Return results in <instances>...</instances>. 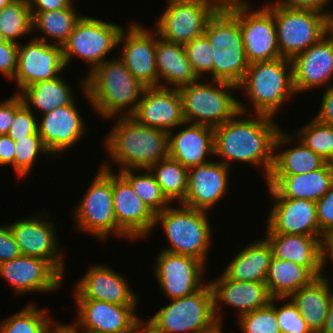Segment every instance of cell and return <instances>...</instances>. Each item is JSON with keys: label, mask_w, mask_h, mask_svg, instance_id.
<instances>
[{"label": "cell", "mask_w": 333, "mask_h": 333, "mask_svg": "<svg viewBox=\"0 0 333 333\" xmlns=\"http://www.w3.org/2000/svg\"><path fill=\"white\" fill-rule=\"evenodd\" d=\"M245 114L240 111L213 128L214 155L224 158L220 162L228 167L235 161L260 166L267 179L273 167L275 140L281 129L274 117L254 114L255 117L242 119Z\"/></svg>", "instance_id": "6da1fadb"}, {"label": "cell", "mask_w": 333, "mask_h": 333, "mask_svg": "<svg viewBox=\"0 0 333 333\" xmlns=\"http://www.w3.org/2000/svg\"><path fill=\"white\" fill-rule=\"evenodd\" d=\"M80 81L93 111L105 119L131 116L146 87L120 58L105 60Z\"/></svg>", "instance_id": "7a4b0ae2"}, {"label": "cell", "mask_w": 333, "mask_h": 333, "mask_svg": "<svg viewBox=\"0 0 333 333\" xmlns=\"http://www.w3.org/2000/svg\"><path fill=\"white\" fill-rule=\"evenodd\" d=\"M113 119H117L114 128L103 142L110 159L121 166L119 171H145L169 156L166 131L141 125L131 116Z\"/></svg>", "instance_id": "3957f363"}, {"label": "cell", "mask_w": 333, "mask_h": 333, "mask_svg": "<svg viewBox=\"0 0 333 333\" xmlns=\"http://www.w3.org/2000/svg\"><path fill=\"white\" fill-rule=\"evenodd\" d=\"M238 89L250 97L253 114L275 117L283 102L296 94L291 60L281 57L250 63Z\"/></svg>", "instance_id": "277c9868"}, {"label": "cell", "mask_w": 333, "mask_h": 333, "mask_svg": "<svg viewBox=\"0 0 333 333\" xmlns=\"http://www.w3.org/2000/svg\"><path fill=\"white\" fill-rule=\"evenodd\" d=\"M204 35L213 56L211 81L238 86L249 66L238 20L228 10H217L209 19Z\"/></svg>", "instance_id": "5b68a950"}, {"label": "cell", "mask_w": 333, "mask_h": 333, "mask_svg": "<svg viewBox=\"0 0 333 333\" xmlns=\"http://www.w3.org/2000/svg\"><path fill=\"white\" fill-rule=\"evenodd\" d=\"M201 81L199 79L178 89L186 123L215 128L240 111L247 114L249 109L231 93L233 89L238 90L237 85L215 80L211 81L212 84Z\"/></svg>", "instance_id": "8992f818"}, {"label": "cell", "mask_w": 333, "mask_h": 333, "mask_svg": "<svg viewBox=\"0 0 333 333\" xmlns=\"http://www.w3.org/2000/svg\"><path fill=\"white\" fill-rule=\"evenodd\" d=\"M208 213L190 208L180 203L179 207L169 205L155 214L154 227L162 224L171 246L163 251L190 256L206 264L208 250L211 247L212 229Z\"/></svg>", "instance_id": "52a82bcc"}, {"label": "cell", "mask_w": 333, "mask_h": 333, "mask_svg": "<svg viewBox=\"0 0 333 333\" xmlns=\"http://www.w3.org/2000/svg\"><path fill=\"white\" fill-rule=\"evenodd\" d=\"M169 301L146 321L158 332L216 333L222 328L214 314L209 282L190 295Z\"/></svg>", "instance_id": "ba28073f"}, {"label": "cell", "mask_w": 333, "mask_h": 333, "mask_svg": "<svg viewBox=\"0 0 333 333\" xmlns=\"http://www.w3.org/2000/svg\"><path fill=\"white\" fill-rule=\"evenodd\" d=\"M106 161L92 179L86 194L74 209L77 230L88 232L103 242L111 235L127 236L117 227L112 194V166Z\"/></svg>", "instance_id": "9c48e42d"}, {"label": "cell", "mask_w": 333, "mask_h": 333, "mask_svg": "<svg viewBox=\"0 0 333 333\" xmlns=\"http://www.w3.org/2000/svg\"><path fill=\"white\" fill-rule=\"evenodd\" d=\"M273 17L282 58L292 60L329 33L328 15L314 10L274 2Z\"/></svg>", "instance_id": "30bf717a"}, {"label": "cell", "mask_w": 333, "mask_h": 333, "mask_svg": "<svg viewBox=\"0 0 333 333\" xmlns=\"http://www.w3.org/2000/svg\"><path fill=\"white\" fill-rule=\"evenodd\" d=\"M123 28L119 24L82 16L61 46L65 66L74 56L80 57L91 66L88 75L106 60V55L117 48Z\"/></svg>", "instance_id": "8fae6325"}, {"label": "cell", "mask_w": 333, "mask_h": 333, "mask_svg": "<svg viewBox=\"0 0 333 333\" xmlns=\"http://www.w3.org/2000/svg\"><path fill=\"white\" fill-rule=\"evenodd\" d=\"M250 9H252L250 6H245L228 10L239 22L248 63L281 58L273 17V4L267 3L258 10Z\"/></svg>", "instance_id": "7c38bea8"}, {"label": "cell", "mask_w": 333, "mask_h": 333, "mask_svg": "<svg viewBox=\"0 0 333 333\" xmlns=\"http://www.w3.org/2000/svg\"><path fill=\"white\" fill-rule=\"evenodd\" d=\"M156 20V31L166 41L185 45L204 35L209 19L218 10L211 0L168 2Z\"/></svg>", "instance_id": "4fadbf2b"}, {"label": "cell", "mask_w": 333, "mask_h": 333, "mask_svg": "<svg viewBox=\"0 0 333 333\" xmlns=\"http://www.w3.org/2000/svg\"><path fill=\"white\" fill-rule=\"evenodd\" d=\"M268 190L274 205L267 218V234L305 235L325 241L317 221L316 202L284 198L273 187Z\"/></svg>", "instance_id": "5bb4252c"}, {"label": "cell", "mask_w": 333, "mask_h": 333, "mask_svg": "<svg viewBox=\"0 0 333 333\" xmlns=\"http://www.w3.org/2000/svg\"><path fill=\"white\" fill-rule=\"evenodd\" d=\"M62 47L31 38L29 43H18L17 68L13 80L19 91L40 81H48L65 70Z\"/></svg>", "instance_id": "9a60e30c"}, {"label": "cell", "mask_w": 333, "mask_h": 333, "mask_svg": "<svg viewBox=\"0 0 333 333\" xmlns=\"http://www.w3.org/2000/svg\"><path fill=\"white\" fill-rule=\"evenodd\" d=\"M20 219L9 227L18 244L21 255L38 257L48 261L62 276L65 274L63 251L58 249L59 242L53 221L43 220L42 215ZM60 250V251H59Z\"/></svg>", "instance_id": "2e32d148"}, {"label": "cell", "mask_w": 333, "mask_h": 333, "mask_svg": "<svg viewBox=\"0 0 333 333\" xmlns=\"http://www.w3.org/2000/svg\"><path fill=\"white\" fill-rule=\"evenodd\" d=\"M154 265L155 280L170 300L190 295L204 285L201 277L206 264L196 258L161 250Z\"/></svg>", "instance_id": "e0dca14e"}, {"label": "cell", "mask_w": 333, "mask_h": 333, "mask_svg": "<svg viewBox=\"0 0 333 333\" xmlns=\"http://www.w3.org/2000/svg\"><path fill=\"white\" fill-rule=\"evenodd\" d=\"M131 117L141 125L161 129L167 133L188 125L183 113V103L178 89L145 87Z\"/></svg>", "instance_id": "ac0fdd59"}, {"label": "cell", "mask_w": 333, "mask_h": 333, "mask_svg": "<svg viewBox=\"0 0 333 333\" xmlns=\"http://www.w3.org/2000/svg\"><path fill=\"white\" fill-rule=\"evenodd\" d=\"M75 300L78 318L74 323L86 333H133L141 321L135 314L138 305H119L93 299Z\"/></svg>", "instance_id": "d6986e66"}, {"label": "cell", "mask_w": 333, "mask_h": 333, "mask_svg": "<svg viewBox=\"0 0 333 333\" xmlns=\"http://www.w3.org/2000/svg\"><path fill=\"white\" fill-rule=\"evenodd\" d=\"M129 28L122 29L118 44L122 45L119 58L130 73L144 86H158V72L156 69V31L144 29L141 24H129Z\"/></svg>", "instance_id": "ffe728a7"}, {"label": "cell", "mask_w": 333, "mask_h": 333, "mask_svg": "<svg viewBox=\"0 0 333 333\" xmlns=\"http://www.w3.org/2000/svg\"><path fill=\"white\" fill-rule=\"evenodd\" d=\"M113 206L117 227L134 241L150 236L155 214L135 194L130 183L112 170Z\"/></svg>", "instance_id": "44dd1931"}, {"label": "cell", "mask_w": 333, "mask_h": 333, "mask_svg": "<svg viewBox=\"0 0 333 333\" xmlns=\"http://www.w3.org/2000/svg\"><path fill=\"white\" fill-rule=\"evenodd\" d=\"M0 276L16 295L53 292L63 283V276L48 261L26 255L1 263Z\"/></svg>", "instance_id": "7402d4cb"}, {"label": "cell", "mask_w": 333, "mask_h": 333, "mask_svg": "<svg viewBox=\"0 0 333 333\" xmlns=\"http://www.w3.org/2000/svg\"><path fill=\"white\" fill-rule=\"evenodd\" d=\"M293 84L296 94L311 89L328 88L333 77V34H326L292 60ZM328 84V85H326Z\"/></svg>", "instance_id": "603a6c76"}, {"label": "cell", "mask_w": 333, "mask_h": 333, "mask_svg": "<svg viewBox=\"0 0 333 333\" xmlns=\"http://www.w3.org/2000/svg\"><path fill=\"white\" fill-rule=\"evenodd\" d=\"M220 275L209 284L213 293L214 314L222 328L224 316L219 312L221 303L237 308L239 318L271 302L272 297L265 282L236 281L227 278L223 273Z\"/></svg>", "instance_id": "cb8c5ba5"}, {"label": "cell", "mask_w": 333, "mask_h": 333, "mask_svg": "<svg viewBox=\"0 0 333 333\" xmlns=\"http://www.w3.org/2000/svg\"><path fill=\"white\" fill-rule=\"evenodd\" d=\"M76 107L75 100L41 115L37 121L38 134L53 156L69 150L86 135V123Z\"/></svg>", "instance_id": "d4e9b609"}, {"label": "cell", "mask_w": 333, "mask_h": 333, "mask_svg": "<svg viewBox=\"0 0 333 333\" xmlns=\"http://www.w3.org/2000/svg\"><path fill=\"white\" fill-rule=\"evenodd\" d=\"M229 169L216 160L189 168L186 197L181 204L209 212L227 194Z\"/></svg>", "instance_id": "484cf974"}, {"label": "cell", "mask_w": 333, "mask_h": 333, "mask_svg": "<svg viewBox=\"0 0 333 333\" xmlns=\"http://www.w3.org/2000/svg\"><path fill=\"white\" fill-rule=\"evenodd\" d=\"M89 270V271H88ZM75 286L74 299H93L119 305H138L123 274L108 266L92 265Z\"/></svg>", "instance_id": "4316f807"}, {"label": "cell", "mask_w": 333, "mask_h": 333, "mask_svg": "<svg viewBox=\"0 0 333 333\" xmlns=\"http://www.w3.org/2000/svg\"><path fill=\"white\" fill-rule=\"evenodd\" d=\"M188 124L177 133L173 130L168 133L169 157L187 169L210 162L207 158L214 155L213 128Z\"/></svg>", "instance_id": "83f0119b"}, {"label": "cell", "mask_w": 333, "mask_h": 333, "mask_svg": "<svg viewBox=\"0 0 333 333\" xmlns=\"http://www.w3.org/2000/svg\"><path fill=\"white\" fill-rule=\"evenodd\" d=\"M273 257L307 267L316 277L323 276L324 242L317 237L293 234H266Z\"/></svg>", "instance_id": "f1b7e54d"}, {"label": "cell", "mask_w": 333, "mask_h": 333, "mask_svg": "<svg viewBox=\"0 0 333 333\" xmlns=\"http://www.w3.org/2000/svg\"><path fill=\"white\" fill-rule=\"evenodd\" d=\"M267 187H273L282 197L318 201L333 184V163L300 175H269Z\"/></svg>", "instance_id": "f546056e"}, {"label": "cell", "mask_w": 333, "mask_h": 333, "mask_svg": "<svg viewBox=\"0 0 333 333\" xmlns=\"http://www.w3.org/2000/svg\"><path fill=\"white\" fill-rule=\"evenodd\" d=\"M155 61L158 86L179 89L199 80L187 59L183 45L164 40L157 31ZM160 79L165 84H162Z\"/></svg>", "instance_id": "4dcf8cb0"}, {"label": "cell", "mask_w": 333, "mask_h": 333, "mask_svg": "<svg viewBox=\"0 0 333 333\" xmlns=\"http://www.w3.org/2000/svg\"><path fill=\"white\" fill-rule=\"evenodd\" d=\"M329 277H317L287 298L296 306L312 333H320L327 318L333 294Z\"/></svg>", "instance_id": "1f68e13d"}, {"label": "cell", "mask_w": 333, "mask_h": 333, "mask_svg": "<svg viewBox=\"0 0 333 333\" xmlns=\"http://www.w3.org/2000/svg\"><path fill=\"white\" fill-rule=\"evenodd\" d=\"M272 257L268 241L258 239L241 249L227 264L223 274L236 281L265 282Z\"/></svg>", "instance_id": "d6a6232c"}, {"label": "cell", "mask_w": 333, "mask_h": 333, "mask_svg": "<svg viewBox=\"0 0 333 333\" xmlns=\"http://www.w3.org/2000/svg\"><path fill=\"white\" fill-rule=\"evenodd\" d=\"M282 129L278 132L274 145L273 167L269 175H300L322 168L327 161L314 153L301 140L296 147L286 148L277 153V148H284L294 139Z\"/></svg>", "instance_id": "836d02e7"}, {"label": "cell", "mask_w": 333, "mask_h": 333, "mask_svg": "<svg viewBox=\"0 0 333 333\" xmlns=\"http://www.w3.org/2000/svg\"><path fill=\"white\" fill-rule=\"evenodd\" d=\"M72 93L70 84L59 75L52 80L35 82L22 89L18 95L27 108L34 107L43 115L71 104L75 100Z\"/></svg>", "instance_id": "e575fe53"}, {"label": "cell", "mask_w": 333, "mask_h": 333, "mask_svg": "<svg viewBox=\"0 0 333 333\" xmlns=\"http://www.w3.org/2000/svg\"><path fill=\"white\" fill-rule=\"evenodd\" d=\"M315 278L307 267L272 257L265 283L272 298H288Z\"/></svg>", "instance_id": "d590c367"}, {"label": "cell", "mask_w": 333, "mask_h": 333, "mask_svg": "<svg viewBox=\"0 0 333 333\" xmlns=\"http://www.w3.org/2000/svg\"><path fill=\"white\" fill-rule=\"evenodd\" d=\"M74 3L68 8L45 11L31 12L32 15V30H40L45 36L40 35L35 38L44 42H50L47 38H51L54 45L62 46L69 35L74 30L76 23L83 16L76 12ZM48 40V41H47Z\"/></svg>", "instance_id": "8d00e7d4"}, {"label": "cell", "mask_w": 333, "mask_h": 333, "mask_svg": "<svg viewBox=\"0 0 333 333\" xmlns=\"http://www.w3.org/2000/svg\"><path fill=\"white\" fill-rule=\"evenodd\" d=\"M149 170L172 204L174 200L176 203L178 201L179 204L184 201L188 184L187 168L168 156L152 165Z\"/></svg>", "instance_id": "74e56055"}, {"label": "cell", "mask_w": 333, "mask_h": 333, "mask_svg": "<svg viewBox=\"0 0 333 333\" xmlns=\"http://www.w3.org/2000/svg\"><path fill=\"white\" fill-rule=\"evenodd\" d=\"M136 171V172H134ZM138 169H125L118 171L131 185L135 194L142 202L154 213L162 212L170 204H172L162 192L161 187L155 180V177L149 169L146 173H137Z\"/></svg>", "instance_id": "f35d334b"}, {"label": "cell", "mask_w": 333, "mask_h": 333, "mask_svg": "<svg viewBox=\"0 0 333 333\" xmlns=\"http://www.w3.org/2000/svg\"><path fill=\"white\" fill-rule=\"evenodd\" d=\"M0 32L6 41L17 44L19 38L33 32L28 0H13L0 9Z\"/></svg>", "instance_id": "ab89813d"}, {"label": "cell", "mask_w": 333, "mask_h": 333, "mask_svg": "<svg viewBox=\"0 0 333 333\" xmlns=\"http://www.w3.org/2000/svg\"><path fill=\"white\" fill-rule=\"evenodd\" d=\"M37 307L29 304L20 312L0 321V333H48L54 319L48 317L49 310Z\"/></svg>", "instance_id": "60d3db41"}, {"label": "cell", "mask_w": 333, "mask_h": 333, "mask_svg": "<svg viewBox=\"0 0 333 333\" xmlns=\"http://www.w3.org/2000/svg\"><path fill=\"white\" fill-rule=\"evenodd\" d=\"M314 153L320 155L327 162L333 163V127L323 124L315 117L302 126L295 134ZM296 136V137H295Z\"/></svg>", "instance_id": "b9f144b4"}, {"label": "cell", "mask_w": 333, "mask_h": 333, "mask_svg": "<svg viewBox=\"0 0 333 333\" xmlns=\"http://www.w3.org/2000/svg\"><path fill=\"white\" fill-rule=\"evenodd\" d=\"M287 298H272L271 302L260 309L241 315L238 318L239 328L243 333H281L277 322L274 303Z\"/></svg>", "instance_id": "7bdbcfd3"}, {"label": "cell", "mask_w": 333, "mask_h": 333, "mask_svg": "<svg viewBox=\"0 0 333 333\" xmlns=\"http://www.w3.org/2000/svg\"><path fill=\"white\" fill-rule=\"evenodd\" d=\"M15 173L18 177H26L35 163L38 154L50 155L51 152L44 145L41 136L38 133L18 138L15 141Z\"/></svg>", "instance_id": "ee69618b"}, {"label": "cell", "mask_w": 333, "mask_h": 333, "mask_svg": "<svg viewBox=\"0 0 333 333\" xmlns=\"http://www.w3.org/2000/svg\"><path fill=\"white\" fill-rule=\"evenodd\" d=\"M183 47L197 77L199 79L203 78L206 73H211L212 76L213 56L208 38L201 35L183 45Z\"/></svg>", "instance_id": "f6af8a7d"}, {"label": "cell", "mask_w": 333, "mask_h": 333, "mask_svg": "<svg viewBox=\"0 0 333 333\" xmlns=\"http://www.w3.org/2000/svg\"><path fill=\"white\" fill-rule=\"evenodd\" d=\"M32 111V108H27L23 104L21 97L15 94V115L7 133L14 141L18 140V138H25L38 133V119Z\"/></svg>", "instance_id": "bcb514c9"}, {"label": "cell", "mask_w": 333, "mask_h": 333, "mask_svg": "<svg viewBox=\"0 0 333 333\" xmlns=\"http://www.w3.org/2000/svg\"><path fill=\"white\" fill-rule=\"evenodd\" d=\"M287 303L277 307L274 304L276 311L277 322L280 326L281 333H312L308 328L303 316L298 311L296 306L288 299Z\"/></svg>", "instance_id": "7dc6e473"}, {"label": "cell", "mask_w": 333, "mask_h": 333, "mask_svg": "<svg viewBox=\"0 0 333 333\" xmlns=\"http://www.w3.org/2000/svg\"><path fill=\"white\" fill-rule=\"evenodd\" d=\"M316 209L320 232L326 237L333 232V184L328 192L316 201Z\"/></svg>", "instance_id": "c3c4849f"}, {"label": "cell", "mask_w": 333, "mask_h": 333, "mask_svg": "<svg viewBox=\"0 0 333 333\" xmlns=\"http://www.w3.org/2000/svg\"><path fill=\"white\" fill-rule=\"evenodd\" d=\"M18 44L6 41L0 44V73L13 80L17 68Z\"/></svg>", "instance_id": "681fc988"}, {"label": "cell", "mask_w": 333, "mask_h": 333, "mask_svg": "<svg viewBox=\"0 0 333 333\" xmlns=\"http://www.w3.org/2000/svg\"><path fill=\"white\" fill-rule=\"evenodd\" d=\"M18 244L8 225L0 226V264L20 256Z\"/></svg>", "instance_id": "f907efd6"}, {"label": "cell", "mask_w": 333, "mask_h": 333, "mask_svg": "<svg viewBox=\"0 0 333 333\" xmlns=\"http://www.w3.org/2000/svg\"><path fill=\"white\" fill-rule=\"evenodd\" d=\"M320 105L315 118L323 124L333 127V84L325 89Z\"/></svg>", "instance_id": "816d5d0a"}, {"label": "cell", "mask_w": 333, "mask_h": 333, "mask_svg": "<svg viewBox=\"0 0 333 333\" xmlns=\"http://www.w3.org/2000/svg\"><path fill=\"white\" fill-rule=\"evenodd\" d=\"M331 0H280L276 3L280 5H285L291 8L305 9V10H314L322 14L329 15V11L326 10V5Z\"/></svg>", "instance_id": "f5cc1de1"}, {"label": "cell", "mask_w": 333, "mask_h": 333, "mask_svg": "<svg viewBox=\"0 0 333 333\" xmlns=\"http://www.w3.org/2000/svg\"><path fill=\"white\" fill-rule=\"evenodd\" d=\"M15 115V95L0 102V135L7 134Z\"/></svg>", "instance_id": "db71d44e"}, {"label": "cell", "mask_w": 333, "mask_h": 333, "mask_svg": "<svg viewBox=\"0 0 333 333\" xmlns=\"http://www.w3.org/2000/svg\"><path fill=\"white\" fill-rule=\"evenodd\" d=\"M15 141L7 134L0 135V166H13L15 170Z\"/></svg>", "instance_id": "11a10c76"}, {"label": "cell", "mask_w": 333, "mask_h": 333, "mask_svg": "<svg viewBox=\"0 0 333 333\" xmlns=\"http://www.w3.org/2000/svg\"><path fill=\"white\" fill-rule=\"evenodd\" d=\"M31 12H45L68 8L73 0H28Z\"/></svg>", "instance_id": "9f6ffc18"}, {"label": "cell", "mask_w": 333, "mask_h": 333, "mask_svg": "<svg viewBox=\"0 0 333 333\" xmlns=\"http://www.w3.org/2000/svg\"><path fill=\"white\" fill-rule=\"evenodd\" d=\"M218 10H229L235 7L251 6L246 0H211ZM250 4V5H249Z\"/></svg>", "instance_id": "6f0895ef"}, {"label": "cell", "mask_w": 333, "mask_h": 333, "mask_svg": "<svg viewBox=\"0 0 333 333\" xmlns=\"http://www.w3.org/2000/svg\"><path fill=\"white\" fill-rule=\"evenodd\" d=\"M48 333H86L84 331L80 332V329H78V326L74 324L71 325H63V324H58L56 321H53L52 324L50 325Z\"/></svg>", "instance_id": "680465c9"}, {"label": "cell", "mask_w": 333, "mask_h": 333, "mask_svg": "<svg viewBox=\"0 0 333 333\" xmlns=\"http://www.w3.org/2000/svg\"><path fill=\"white\" fill-rule=\"evenodd\" d=\"M332 261L333 263V232L325 237L324 241V265L327 261Z\"/></svg>", "instance_id": "91938a15"}, {"label": "cell", "mask_w": 333, "mask_h": 333, "mask_svg": "<svg viewBox=\"0 0 333 333\" xmlns=\"http://www.w3.org/2000/svg\"><path fill=\"white\" fill-rule=\"evenodd\" d=\"M320 333H333V294L331 296L327 318Z\"/></svg>", "instance_id": "94428289"}, {"label": "cell", "mask_w": 333, "mask_h": 333, "mask_svg": "<svg viewBox=\"0 0 333 333\" xmlns=\"http://www.w3.org/2000/svg\"><path fill=\"white\" fill-rule=\"evenodd\" d=\"M143 321L141 320L135 327L133 333H161L155 330L150 324L147 322L142 323Z\"/></svg>", "instance_id": "6125c7cd"}, {"label": "cell", "mask_w": 333, "mask_h": 333, "mask_svg": "<svg viewBox=\"0 0 333 333\" xmlns=\"http://www.w3.org/2000/svg\"><path fill=\"white\" fill-rule=\"evenodd\" d=\"M328 29L329 33L333 34V13H329L328 15Z\"/></svg>", "instance_id": "be15d7a7"}, {"label": "cell", "mask_w": 333, "mask_h": 333, "mask_svg": "<svg viewBox=\"0 0 333 333\" xmlns=\"http://www.w3.org/2000/svg\"><path fill=\"white\" fill-rule=\"evenodd\" d=\"M13 0H0V9L4 8L6 5L10 4Z\"/></svg>", "instance_id": "e7e4bbea"}, {"label": "cell", "mask_w": 333, "mask_h": 333, "mask_svg": "<svg viewBox=\"0 0 333 333\" xmlns=\"http://www.w3.org/2000/svg\"><path fill=\"white\" fill-rule=\"evenodd\" d=\"M6 42V39L3 37V35L0 32V44Z\"/></svg>", "instance_id": "03108f58"}, {"label": "cell", "mask_w": 333, "mask_h": 333, "mask_svg": "<svg viewBox=\"0 0 333 333\" xmlns=\"http://www.w3.org/2000/svg\"><path fill=\"white\" fill-rule=\"evenodd\" d=\"M175 1H194V0H167V2H175Z\"/></svg>", "instance_id": "003e7915"}, {"label": "cell", "mask_w": 333, "mask_h": 333, "mask_svg": "<svg viewBox=\"0 0 333 333\" xmlns=\"http://www.w3.org/2000/svg\"><path fill=\"white\" fill-rule=\"evenodd\" d=\"M222 329H223V328H221V329H220L218 332H216V333H223Z\"/></svg>", "instance_id": "a7ac6f4b"}]
</instances>
